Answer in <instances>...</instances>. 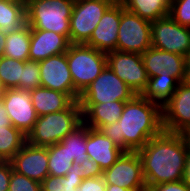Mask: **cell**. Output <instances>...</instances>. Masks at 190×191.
Wrapping results in <instances>:
<instances>
[{"mask_svg": "<svg viewBox=\"0 0 190 191\" xmlns=\"http://www.w3.org/2000/svg\"><path fill=\"white\" fill-rule=\"evenodd\" d=\"M99 130L124 151H138L163 131L161 106L136 94L126 101L117 122Z\"/></svg>", "mask_w": 190, "mask_h": 191, "instance_id": "cell-1", "label": "cell"}, {"mask_svg": "<svg viewBox=\"0 0 190 191\" xmlns=\"http://www.w3.org/2000/svg\"><path fill=\"white\" fill-rule=\"evenodd\" d=\"M189 146L186 134L163 130L137 151L147 191L154 185L182 180Z\"/></svg>", "mask_w": 190, "mask_h": 191, "instance_id": "cell-2", "label": "cell"}, {"mask_svg": "<svg viewBox=\"0 0 190 191\" xmlns=\"http://www.w3.org/2000/svg\"><path fill=\"white\" fill-rule=\"evenodd\" d=\"M83 122L79 101L67 109L38 116L26 142L36 147H48L61 142Z\"/></svg>", "mask_w": 190, "mask_h": 191, "instance_id": "cell-3", "label": "cell"}, {"mask_svg": "<svg viewBox=\"0 0 190 191\" xmlns=\"http://www.w3.org/2000/svg\"><path fill=\"white\" fill-rule=\"evenodd\" d=\"M75 0H30L26 6L31 29L53 31L69 40L70 17Z\"/></svg>", "mask_w": 190, "mask_h": 191, "instance_id": "cell-4", "label": "cell"}, {"mask_svg": "<svg viewBox=\"0 0 190 191\" xmlns=\"http://www.w3.org/2000/svg\"><path fill=\"white\" fill-rule=\"evenodd\" d=\"M66 55L74 88L81 95L107 66L106 53L86 44H70Z\"/></svg>", "mask_w": 190, "mask_h": 191, "instance_id": "cell-5", "label": "cell"}, {"mask_svg": "<svg viewBox=\"0 0 190 191\" xmlns=\"http://www.w3.org/2000/svg\"><path fill=\"white\" fill-rule=\"evenodd\" d=\"M112 4L106 0H75L70 17V44H85Z\"/></svg>", "mask_w": 190, "mask_h": 191, "instance_id": "cell-6", "label": "cell"}, {"mask_svg": "<svg viewBox=\"0 0 190 191\" xmlns=\"http://www.w3.org/2000/svg\"><path fill=\"white\" fill-rule=\"evenodd\" d=\"M136 94L108 66L83 91L79 104H100L112 101H129Z\"/></svg>", "mask_w": 190, "mask_h": 191, "instance_id": "cell-7", "label": "cell"}, {"mask_svg": "<svg viewBox=\"0 0 190 191\" xmlns=\"http://www.w3.org/2000/svg\"><path fill=\"white\" fill-rule=\"evenodd\" d=\"M150 47L151 22L125 9L121 13L117 50L142 55Z\"/></svg>", "mask_w": 190, "mask_h": 191, "instance_id": "cell-8", "label": "cell"}, {"mask_svg": "<svg viewBox=\"0 0 190 191\" xmlns=\"http://www.w3.org/2000/svg\"><path fill=\"white\" fill-rule=\"evenodd\" d=\"M103 178L107 185H118L132 191H147L137 151H124L110 168L103 171Z\"/></svg>", "mask_w": 190, "mask_h": 191, "instance_id": "cell-9", "label": "cell"}, {"mask_svg": "<svg viewBox=\"0 0 190 191\" xmlns=\"http://www.w3.org/2000/svg\"><path fill=\"white\" fill-rule=\"evenodd\" d=\"M107 66L125 82L135 94H142L148 75L141 54L111 51L106 54Z\"/></svg>", "mask_w": 190, "mask_h": 191, "instance_id": "cell-10", "label": "cell"}, {"mask_svg": "<svg viewBox=\"0 0 190 191\" xmlns=\"http://www.w3.org/2000/svg\"><path fill=\"white\" fill-rule=\"evenodd\" d=\"M151 40L153 48L186 57L190 48V28L167 16L151 22Z\"/></svg>", "mask_w": 190, "mask_h": 191, "instance_id": "cell-11", "label": "cell"}, {"mask_svg": "<svg viewBox=\"0 0 190 191\" xmlns=\"http://www.w3.org/2000/svg\"><path fill=\"white\" fill-rule=\"evenodd\" d=\"M163 130L171 133L190 131V85L180 82L172 97L161 106Z\"/></svg>", "mask_w": 190, "mask_h": 191, "instance_id": "cell-12", "label": "cell"}, {"mask_svg": "<svg viewBox=\"0 0 190 191\" xmlns=\"http://www.w3.org/2000/svg\"><path fill=\"white\" fill-rule=\"evenodd\" d=\"M0 99L12 126L27 136L38 118L31 101V90L6 89Z\"/></svg>", "mask_w": 190, "mask_h": 191, "instance_id": "cell-13", "label": "cell"}, {"mask_svg": "<svg viewBox=\"0 0 190 191\" xmlns=\"http://www.w3.org/2000/svg\"><path fill=\"white\" fill-rule=\"evenodd\" d=\"M41 86L66 93L73 101H79L70 74L66 53L39 61Z\"/></svg>", "mask_w": 190, "mask_h": 191, "instance_id": "cell-14", "label": "cell"}, {"mask_svg": "<svg viewBox=\"0 0 190 191\" xmlns=\"http://www.w3.org/2000/svg\"><path fill=\"white\" fill-rule=\"evenodd\" d=\"M125 9L123 2L112 4L105 11L98 25L93 30L90 39L85 44L106 54L117 50L121 13Z\"/></svg>", "mask_w": 190, "mask_h": 191, "instance_id": "cell-15", "label": "cell"}, {"mask_svg": "<svg viewBox=\"0 0 190 191\" xmlns=\"http://www.w3.org/2000/svg\"><path fill=\"white\" fill-rule=\"evenodd\" d=\"M15 172L41 183L48 175V149L25 143L10 160Z\"/></svg>", "mask_w": 190, "mask_h": 191, "instance_id": "cell-16", "label": "cell"}, {"mask_svg": "<svg viewBox=\"0 0 190 191\" xmlns=\"http://www.w3.org/2000/svg\"><path fill=\"white\" fill-rule=\"evenodd\" d=\"M142 59L148 78L169 73L179 82H183L186 57L150 47L142 54Z\"/></svg>", "mask_w": 190, "mask_h": 191, "instance_id": "cell-17", "label": "cell"}, {"mask_svg": "<svg viewBox=\"0 0 190 191\" xmlns=\"http://www.w3.org/2000/svg\"><path fill=\"white\" fill-rule=\"evenodd\" d=\"M86 149L88 157L103 171L110 168L124 152L99 129L90 127L86 134Z\"/></svg>", "mask_w": 190, "mask_h": 191, "instance_id": "cell-18", "label": "cell"}, {"mask_svg": "<svg viewBox=\"0 0 190 191\" xmlns=\"http://www.w3.org/2000/svg\"><path fill=\"white\" fill-rule=\"evenodd\" d=\"M70 41L59 33L31 29L29 57L31 61H42L48 57L66 53Z\"/></svg>", "mask_w": 190, "mask_h": 191, "instance_id": "cell-19", "label": "cell"}, {"mask_svg": "<svg viewBox=\"0 0 190 191\" xmlns=\"http://www.w3.org/2000/svg\"><path fill=\"white\" fill-rule=\"evenodd\" d=\"M125 103V101H112L100 104H80L83 122L94 129L117 122Z\"/></svg>", "mask_w": 190, "mask_h": 191, "instance_id": "cell-20", "label": "cell"}, {"mask_svg": "<svg viewBox=\"0 0 190 191\" xmlns=\"http://www.w3.org/2000/svg\"><path fill=\"white\" fill-rule=\"evenodd\" d=\"M31 101L38 116L65 110L74 102L66 93L42 86L31 90Z\"/></svg>", "mask_w": 190, "mask_h": 191, "instance_id": "cell-21", "label": "cell"}, {"mask_svg": "<svg viewBox=\"0 0 190 191\" xmlns=\"http://www.w3.org/2000/svg\"><path fill=\"white\" fill-rule=\"evenodd\" d=\"M180 82L171 74H160L148 78V83L142 96L163 106L173 95Z\"/></svg>", "mask_w": 190, "mask_h": 191, "instance_id": "cell-22", "label": "cell"}, {"mask_svg": "<svg viewBox=\"0 0 190 191\" xmlns=\"http://www.w3.org/2000/svg\"><path fill=\"white\" fill-rule=\"evenodd\" d=\"M30 40L31 28L27 23L17 31L6 33V43L3 56L24 62L30 60Z\"/></svg>", "mask_w": 190, "mask_h": 191, "instance_id": "cell-23", "label": "cell"}, {"mask_svg": "<svg viewBox=\"0 0 190 191\" xmlns=\"http://www.w3.org/2000/svg\"><path fill=\"white\" fill-rule=\"evenodd\" d=\"M125 8L150 22L169 16L170 0H125Z\"/></svg>", "mask_w": 190, "mask_h": 191, "instance_id": "cell-24", "label": "cell"}, {"mask_svg": "<svg viewBox=\"0 0 190 191\" xmlns=\"http://www.w3.org/2000/svg\"><path fill=\"white\" fill-rule=\"evenodd\" d=\"M26 23V7L24 5L9 0H0V29L5 33H11Z\"/></svg>", "mask_w": 190, "mask_h": 191, "instance_id": "cell-25", "label": "cell"}, {"mask_svg": "<svg viewBox=\"0 0 190 191\" xmlns=\"http://www.w3.org/2000/svg\"><path fill=\"white\" fill-rule=\"evenodd\" d=\"M78 169L79 164L73 163L63 177L48 175L41 182V191H78V187L84 179V173Z\"/></svg>", "mask_w": 190, "mask_h": 191, "instance_id": "cell-26", "label": "cell"}, {"mask_svg": "<svg viewBox=\"0 0 190 191\" xmlns=\"http://www.w3.org/2000/svg\"><path fill=\"white\" fill-rule=\"evenodd\" d=\"M88 133V126L82 122L76 129L70 132L61 143L66 147L67 152L71 158H74L73 163L82 164L88 159L86 149V134Z\"/></svg>", "mask_w": 190, "mask_h": 191, "instance_id": "cell-27", "label": "cell"}, {"mask_svg": "<svg viewBox=\"0 0 190 191\" xmlns=\"http://www.w3.org/2000/svg\"><path fill=\"white\" fill-rule=\"evenodd\" d=\"M26 143V135L13 126L0 127V161H10Z\"/></svg>", "mask_w": 190, "mask_h": 191, "instance_id": "cell-28", "label": "cell"}, {"mask_svg": "<svg viewBox=\"0 0 190 191\" xmlns=\"http://www.w3.org/2000/svg\"><path fill=\"white\" fill-rule=\"evenodd\" d=\"M48 149V168L49 175L54 177H63L72 167L74 158H71L66 147L57 143L47 147Z\"/></svg>", "mask_w": 190, "mask_h": 191, "instance_id": "cell-29", "label": "cell"}, {"mask_svg": "<svg viewBox=\"0 0 190 191\" xmlns=\"http://www.w3.org/2000/svg\"><path fill=\"white\" fill-rule=\"evenodd\" d=\"M24 61L2 56L0 58V79L6 89L21 86Z\"/></svg>", "mask_w": 190, "mask_h": 191, "instance_id": "cell-30", "label": "cell"}, {"mask_svg": "<svg viewBox=\"0 0 190 191\" xmlns=\"http://www.w3.org/2000/svg\"><path fill=\"white\" fill-rule=\"evenodd\" d=\"M41 86L40 67L38 61H25L23 67V74L21 79V86L18 89L34 90Z\"/></svg>", "mask_w": 190, "mask_h": 191, "instance_id": "cell-31", "label": "cell"}, {"mask_svg": "<svg viewBox=\"0 0 190 191\" xmlns=\"http://www.w3.org/2000/svg\"><path fill=\"white\" fill-rule=\"evenodd\" d=\"M169 16L181 26L190 28V0H170Z\"/></svg>", "mask_w": 190, "mask_h": 191, "instance_id": "cell-32", "label": "cell"}, {"mask_svg": "<svg viewBox=\"0 0 190 191\" xmlns=\"http://www.w3.org/2000/svg\"><path fill=\"white\" fill-rule=\"evenodd\" d=\"M8 191H41V183L12 170Z\"/></svg>", "mask_w": 190, "mask_h": 191, "instance_id": "cell-33", "label": "cell"}, {"mask_svg": "<svg viewBox=\"0 0 190 191\" xmlns=\"http://www.w3.org/2000/svg\"><path fill=\"white\" fill-rule=\"evenodd\" d=\"M106 185L103 176L84 178L78 187V191H106Z\"/></svg>", "mask_w": 190, "mask_h": 191, "instance_id": "cell-34", "label": "cell"}, {"mask_svg": "<svg viewBox=\"0 0 190 191\" xmlns=\"http://www.w3.org/2000/svg\"><path fill=\"white\" fill-rule=\"evenodd\" d=\"M79 171L84 173V178H93L103 176V170L90 158L79 164Z\"/></svg>", "mask_w": 190, "mask_h": 191, "instance_id": "cell-35", "label": "cell"}, {"mask_svg": "<svg viewBox=\"0 0 190 191\" xmlns=\"http://www.w3.org/2000/svg\"><path fill=\"white\" fill-rule=\"evenodd\" d=\"M12 170L10 161H0V191H8Z\"/></svg>", "mask_w": 190, "mask_h": 191, "instance_id": "cell-36", "label": "cell"}, {"mask_svg": "<svg viewBox=\"0 0 190 191\" xmlns=\"http://www.w3.org/2000/svg\"><path fill=\"white\" fill-rule=\"evenodd\" d=\"M148 191H190V188L180 180L154 185Z\"/></svg>", "mask_w": 190, "mask_h": 191, "instance_id": "cell-37", "label": "cell"}, {"mask_svg": "<svg viewBox=\"0 0 190 191\" xmlns=\"http://www.w3.org/2000/svg\"><path fill=\"white\" fill-rule=\"evenodd\" d=\"M182 181L190 188V146L185 159V168Z\"/></svg>", "mask_w": 190, "mask_h": 191, "instance_id": "cell-38", "label": "cell"}, {"mask_svg": "<svg viewBox=\"0 0 190 191\" xmlns=\"http://www.w3.org/2000/svg\"><path fill=\"white\" fill-rule=\"evenodd\" d=\"M12 126L10 118L7 115V111L4 107L2 100L0 99V127Z\"/></svg>", "mask_w": 190, "mask_h": 191, "instance_id": "cell-39", "label": "cell"}, {"mask_svg": "<svg viewBox=\"0 0 190 191\" xmlns=\"http://www.w3.org/2000/svg\"><path fill=\"white\" fill-rule=\"evenodd\" d=\"M6 43V33L0 29V58L4 55V47Z\"/></svg>", "mask_w": 190, "mask_h": 191, "instance_id": "cell-40", "label": "cell"}, {"mask_svg": "<svg viewBox=\"0 0 190 191\" xmlns=\"http://www.w3.org/2000/svg\"><path fill=\"white\" fill-rule=\"evenodd\" d=\"M183 82L190 85V60H186Z\"/></svg>", "mask_w": 190, "mask_h": 191, "instance_id": "cell-41", "label": "cell"}, {"mask_svg": "<svg viewBox=\"0 0 190 191\" xmlns=\"http://www.w3.org/2000/svg\"><path fill=\"white\" fill-rule=\"evenodd\" d=\"M106 191H132L118 185H106Z\"/></svg>", "mask_w": 190, "mask_h": 191, "instance_id": "cell-42", "label": "cell"}, {"mask_svg": "<svg viewBox=\"0 0 190 191\" xmlns=\"http://www.w3.org/2000/svg\"><path fill=\"white\" fill-rule=\"evenodd\" d=\"M9 1L20 3L26 7L30 0H9Z\"/></svg>", "mask_w": 190, "mask_h": 191, "instance_id": "cell-43", "label": "cell"}, {"mask_svg": "<svg viewBox=\"0 0 190 191\" xmlns=\"http://www.w3.org/2000/svg\"><path fill=\"white\" fill-rule=\"evenodd\" d=\"M5 90H6V88L4 87V85L0 79V98L4 94Z\"/></svg>", "mask_w": 190, "mask_h": 191, "instance_id": "cell-44", "label": "cell"}, {"mask_svg": "<svg viewBox=\"0 0 190 191\" xmlns=\"http://www.w3.org/2000/svg\"><path fill=\"white\" fill-rule=\"evenodd\" d=\"M106 1L112 2L113 4L121 2V0H106Z\"/></svg>", "mask_w": 190, "mask_h": 191, "instance_id": "cell-45", "label": "cell"}, {"mask_svg": "<svg viewBox=\"0 0 190 191\" xmlns=\"http://www.w3.org/2000/svg\"><path fill=\"white\" fill-rule=\"evenodd\" d=\"M186 60H190V48H189V51L187 53Z\"/></svg>", "mask_w": 190, "mask_h": 191, "instance_id": "cell-46", "label": "cell"}, {"mask_svg": "<svg viewBox=\"0 0 190 191\" xmlns=\"http://www.w3.org/2000/svg\"><path fill=\"white\" fill-rule=\"evenodd\" d=\"M188 136L189 142H190V131L186 134Z\"/></svg>", "mask_w": 190, "mask_h": 191, "instance_id": "cell-47", "label": "cell"}]
</instances>
